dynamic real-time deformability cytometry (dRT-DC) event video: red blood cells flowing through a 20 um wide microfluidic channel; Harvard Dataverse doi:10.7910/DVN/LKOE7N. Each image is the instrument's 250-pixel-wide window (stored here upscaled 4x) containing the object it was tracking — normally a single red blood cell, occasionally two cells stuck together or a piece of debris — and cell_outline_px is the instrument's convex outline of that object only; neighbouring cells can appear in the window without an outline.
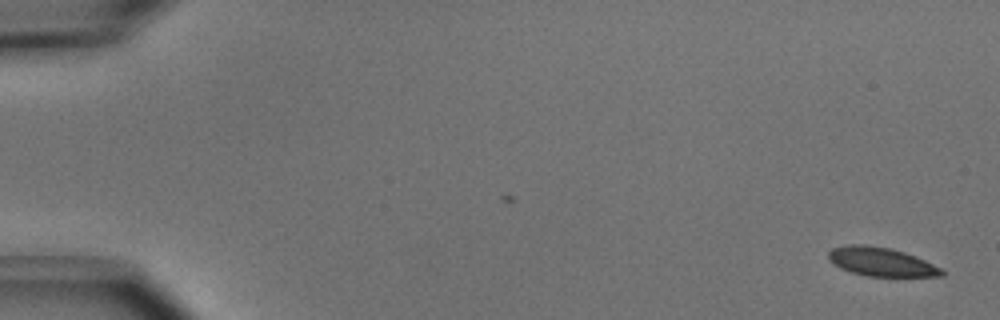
{"species": "common noctule bat (a hibernating species)", "species_latin": "Nyctalus noctula", "temperature_condition": "cold", "stored_images_in_passage": 51, "camera_frame_rate_fps": 3000, "um_per_image_px": 0.085, "animal": {"sex": "male", "body_mass_g": 15.6}, "frame": {"image": 1, "passage_image": 1, "time_ms": 0.0, "image_size_px": [1000, 320], "cell_outline_px": [[944, 276], [868, 276], [852, 272], [840, 268], [832, 264], [828, 260], [828, 252], [832, 248], [848, 244], [864, 244], [892, 248], [904, 252], [924, 260], [940, 268], [944, 272]], "centroid_in_image_um": [74.84, 22.24], "position_along_channel_um": 10.2, "area_um2": 18.96}}
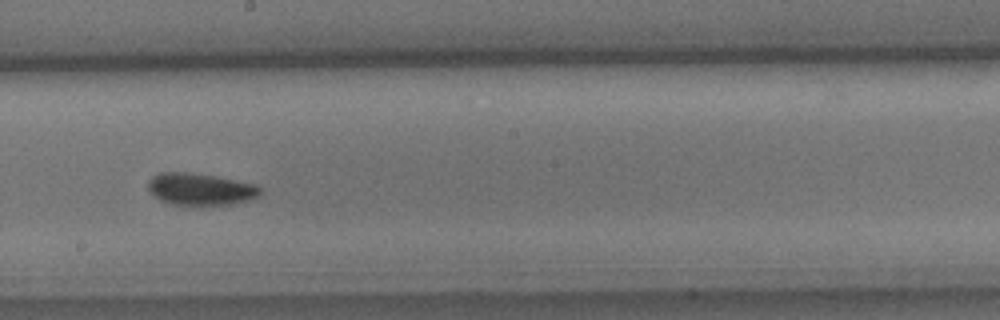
{"frame": {"image": 2, "passage_image": 29, "time_ms": 9.333, "image_size_px": [1000, 320], "cell_outline_px": [[260, 192], [256, 196], [248, 200], [232, 204], [172, 204], [160, 200], [148, 188], [148, 180], [152, 176], [160, 172], [184, 172], [216, 176], [256, 184], [260, 188]], "centroid_in_image_um": [17.01, 16.06], "position_along_channel_um": 231.2, "area_um2": 20.52}}
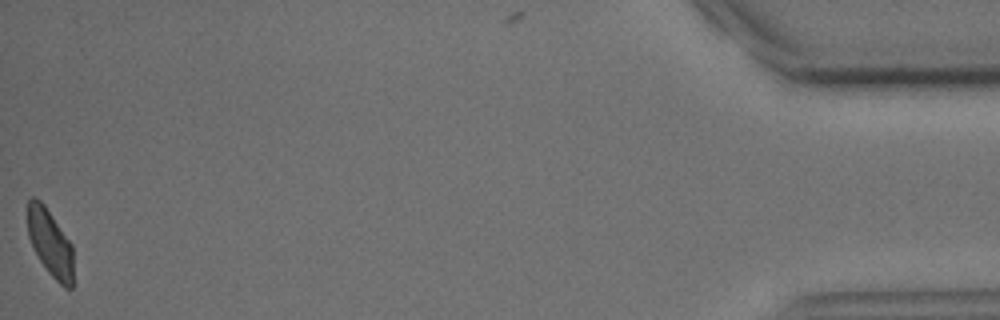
{"frame": {"image": 3, "passage_image": 51, "time_ms": 16.667, "image_size_px": [1000, 320], "cell_outline_px": [[72, 288], [64, 288], [48, 272], [40, 260], [28, 236], [28, 200], [32, 196], [36, 196], [44, 204], [72, 244]], "centroid_in_image_um": [4.26, 20.62], "position_along_channel_um": 430.9, "area_um2": 17.63}, "authors_computed_cell_mechanics": {"area_um2": 19.8832, "velocity_mm_per_s": 3.9295, "shape_relaxation_time_tau1_ms": 2.1074, "shape_relaxation_time_tau2_ms": 4.5228, "deformation_change_tau1": 0.0822, "deformation_change_tau2": 0.0751}}